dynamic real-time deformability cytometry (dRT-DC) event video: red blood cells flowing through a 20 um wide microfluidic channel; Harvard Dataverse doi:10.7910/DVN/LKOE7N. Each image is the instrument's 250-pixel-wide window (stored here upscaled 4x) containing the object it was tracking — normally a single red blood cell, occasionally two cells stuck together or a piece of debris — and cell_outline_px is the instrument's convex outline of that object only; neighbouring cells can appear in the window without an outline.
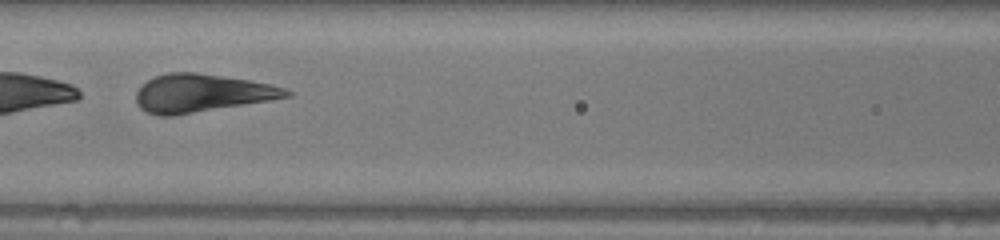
{"species": "human", "species_latin": "Homo sapiens", "temperature_condition": "warm", "stored_images_in_passage": 41, "segment_of_instrument_passage": [2, 2], "camera_frame_rate_fps": 3000, "um_per_image_px": 0.085, "donor": {"sex": "female"}, "frame": {"image": 1, "passage_image": 20, "time_ms": 6.333, "image_size_px": [1000, 240], "cell_outline_px": [[292, 96], [272, 100], [172, 116], [160, 116], [148, 112], [140, 108], [136, 100], [136, 92], [140, 84], [156, 76], [168, 72], [196, 72], [248, 80], [272, 84], [284, 88], [292, 92]], "centroid_in_image_um": [17.13, 7.92], "position_along_channel_um": 149.5, "area_um2": 33.29}}
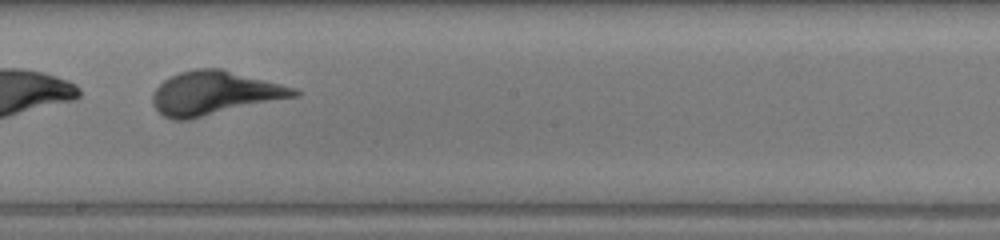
{"frame": {"image": 2, "passage_image": 26, "time_ms": 8.333, "image_size_px": [1000, 240], "cell_outline_px": [[300, 96], [188, 120], [176, 120], [164, 116], [152, 104], [152, 96], [156, 88], [164, 80], [180, 72], [196, 68], [220, 68], [296, 88], [300, 92]], "centroid_in_image_um": [18.25, 7.92], "position_along_channel_um": 229.9, "area_um2": 35.95}}
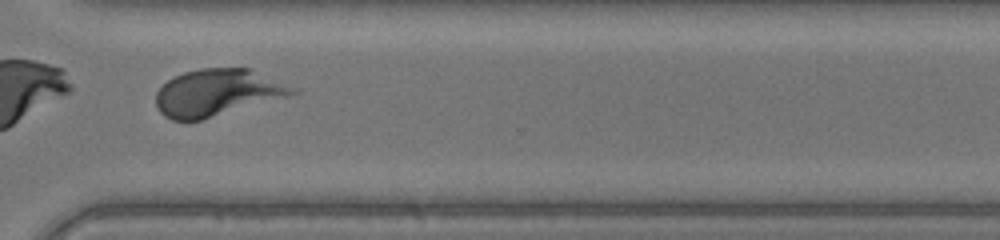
{"frame": {"image": 3, "passage_image": 35, "time_ms": 11.333, "image_size_px": [1000, 240], "cell_outline_px": [[300, 92], [200, 120], [172, 120], [164, 116], [156, 108], [156, 92], [172, 76], [184, 72], [200, 68], [248, 68], [300, 88]], "centroid_in_image_um": [18.46, 7.85], "position_along_channel_um": 352.1, "area_um2": 37.05}}